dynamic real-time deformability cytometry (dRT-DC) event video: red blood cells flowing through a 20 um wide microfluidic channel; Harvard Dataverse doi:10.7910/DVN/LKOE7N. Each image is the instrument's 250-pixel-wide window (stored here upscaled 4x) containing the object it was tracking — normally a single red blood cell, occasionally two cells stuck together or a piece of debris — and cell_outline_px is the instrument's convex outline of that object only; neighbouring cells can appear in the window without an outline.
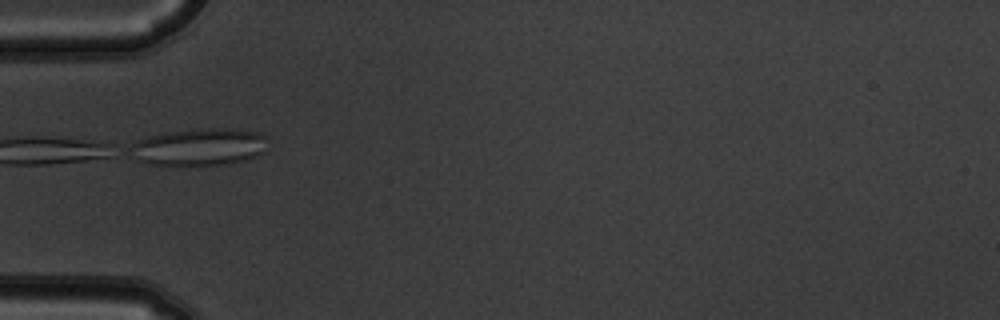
{"species": "common noctule bat (a hibernating species)", "species_latin": "Nyctalus noctula", "temperature_condition": "warm", "stored_images_in_passage": 6, "camera_frame_rate_fps": 3000, "um_per_image_px": 0.085, "animal": {"sex": "male", "body_mass_g": 19.5, "forearm_length_mm": 54.6}, "frame": {"image": 1, "passage_image": 4, "time_ms": 1.0, "image_size_px": [1000, 320], "cell_outline_px": [[268, 152], [248, 160], [228, 164], [196, 168], [148, 164], [140, 160], [128, 148], [128, 144], [136, 140], [168, 132], [192, 128], [236, 128], [260, 132], [264, 136], [268, 148]], "centroid_in_image_um": [17.01, 12.52], "position_along_channel_um": 68.0, "area_um2": 31.21}}
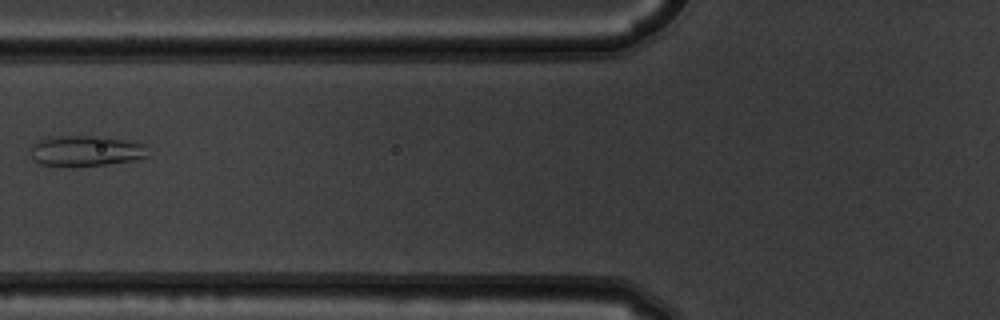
{"frame": {"image": 2, "passage_image": 5, "time_ms": 1.333, "image_size_px": [1000, 320], "cell_outline_px": [[148, 156], [132, 160], [104, 164], [40, 164], [32, 160], [28, 148], [32, 144], [40, 140], [60, 136], [104, 136], [124, 140], [140, 144]], "centroid_in_image_um": [7.2, 12.79], "position_along_channel_um": 118.6, "area_um2": 20.06}}